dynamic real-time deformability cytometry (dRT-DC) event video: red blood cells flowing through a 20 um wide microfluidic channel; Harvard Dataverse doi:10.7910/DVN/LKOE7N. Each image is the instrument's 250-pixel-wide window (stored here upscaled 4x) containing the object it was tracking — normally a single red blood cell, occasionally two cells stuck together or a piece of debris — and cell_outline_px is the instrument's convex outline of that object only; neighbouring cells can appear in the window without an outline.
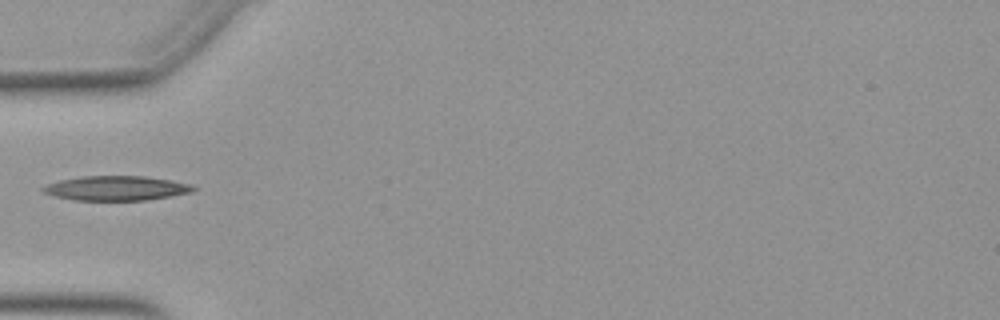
{"species": "Egyptian fruit bat (a non-hibernating species)", "species_latin": "Rousettus aegyptiacus", "temperature_condition": "warm", "stored_images_in_passage": 6, "camera_frame_rate_fps": 3000, "um_per_image_px": 0.085, "animal": {"sex": "female"}, "frame": {"image": 1, "passage_image": 1, "time_ms": 0.0, "image_size_px": [1000, 320], "cell_outline_px": [[196, 188], [192, 192], [148, 200], [72, 200], [52, 196], [44, 192], [40, 188], [48, 184], [60, 180], [80, 176], [144, 176], [172, 180], [192, 184]], "centroid_in_image_um": [9.88, 15.99], "position_along_channel_um": 75.1, "area_um2": 21.62}}